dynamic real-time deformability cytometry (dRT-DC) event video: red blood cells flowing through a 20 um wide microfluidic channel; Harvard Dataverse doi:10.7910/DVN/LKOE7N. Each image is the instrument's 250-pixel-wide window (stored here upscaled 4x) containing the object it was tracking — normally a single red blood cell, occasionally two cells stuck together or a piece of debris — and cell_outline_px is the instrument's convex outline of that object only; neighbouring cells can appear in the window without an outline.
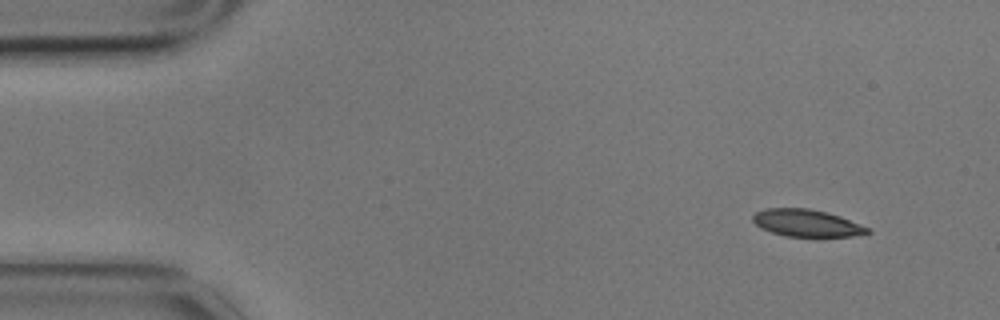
{"species": "common noctule bat (a hibernating species)", "species_latin": "Nyctalus noctula", "temperature_condition": "cold", "stored_images_in_passage": 5, "segment_of_instrument_passage": [1, 2], "camera_frame_rate_fps": 3000, "um_per_image_px": 0.085, "animal": {"sex": "male", "body_mass_g": 17.9}, "frame": {"image": 1, "passage_image": 1, "time_ms": 0.0, "image_size_px": [1000, 320], "cell_outline_px": [[872, 232], [852, 236], [784, 236], [760, 228], [752, 220], [752, 216], [756, 212], [764, 208], [808, 208], [828, 212], [840, 216], [872, 228]], "centroid_in_image_um": [68.58, 18.95], "position_along_channel_um": 16.4, "area_um2": 18.26}}
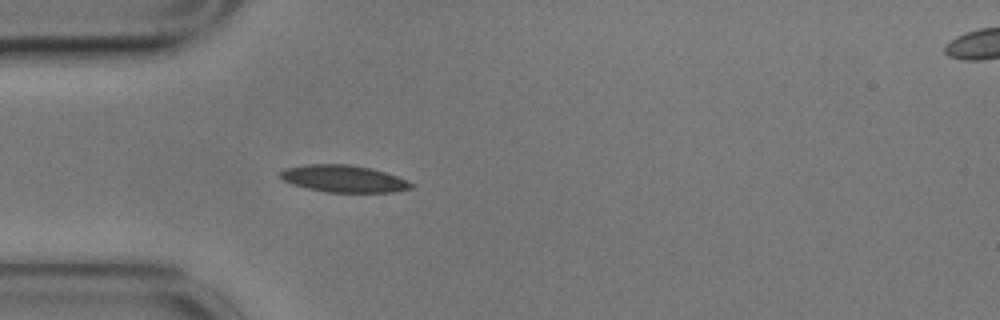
{"frame": {"image": 2, "passage_image": 4, "time_ms": 1.0, "image_size_px": [1000, 320], "cell_outline_px": [[412, 188], [396, 192], [328, 192], [308, 188], [292, 184], [284, 180], [280, 176], [280, 172], [284, 168], [308, 164], [348, 164], [372, 168], [396, 176], [412, 184]], "centroid_in_image_um": [29.19, 15.18], "position_along_channel_um": 55.8, "area_um2": 20.4}}